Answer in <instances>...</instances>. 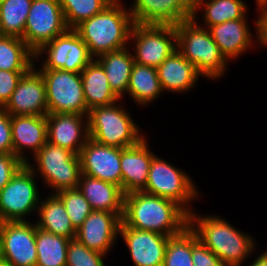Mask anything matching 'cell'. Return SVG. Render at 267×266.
<instances>
[{
    "instance_id": "cell-42",
    "label": "cell",
    "mask_w": 267,
    "mask_h": 266,
    "mask_svg": "<svg viewBox=\"0 0 267 266\" xmlns=\"http://www.w3.org/2000/svg\"><path fill=\"white\" fill-rule=\"evenodd\" d=\"M250 266H267V250L251 263Z\"/></svg>"
},
{
    "instance_id": "cell-20",
    "label": "cell",
    "mask_w": 267,
    "mask_h": 266,
    "mask_svg": "<svg viewBox=\"0 0 267 266\" xmlns=\"http://www.w3.org/2000/svg\"><path fill=\"white\" fill-rule=\"evenodd\" d=\"M146 142L143 138L134 146L121 148V189L124 194L143 191L146 187L150 165L155 155Z\"/></svg>"
},
{
    "instance_id": "cell-39",
    "label": "cell",
    "mask_w": 267,
    "mask_h": 266,
    "mask_svg": "<svg viewBox=\"0 0 267 266\" xmlns=\"http://www.w3.org/2000/svg\"><path fill=\"white\" fill-rule=\"evenodd\" d=\"M24 164L14 154L0 153V191Z\"/></svg>"
},
{
    "instance_id": "cell-27",
    "label": "cell",
    "mask_w": 267,
    "mask_h": 266,
    "mask_svg": "<svg viewBox=\"0 0 267 266\" xmlns=\"http://www.w3.org/2000/svg\"><path fill=\"white\" fill-rule=\"evenodd\" d=\"M128 47L105 53L95 59L104 69L110 88L121 99L130 81V75L134 62L133 54ZM123 94V95H122Z\"/></svg>"
},
{
    "instance_id": "cell-41",
    "label": "cell",
    "mask_w": 267,
    "mask_h": 266,
    "mask_svg": "<svg viewBox=\"0 0 267 266\" xmlns=\"http://www.w3.org/2000/svg\"><path fill=\"white\" fill-rule=\"evenodd\" d=\"M256 4H258V10H260L259 13V19L255 21L256 27V32H257V38H258V43L262 46V16L267 13V0H255Z\"/></svg>"
},
{
    "instance_id": "cell-44",
    "label": "cell",
    "mask_w": 267,
    "mask_h": 266,
    "mask_svg": "<svg viewBox=\"0 0 267 266\" xmlns=\"http://www.w3.org/2000/svg\"><path fill=\"white\" fill-rule=\"evenodd\" d=\"M0 266H13V265H11V264L5 262L4 260L0 259Z\"/></svg>"
},
{
    "instance_id": "cell-10",
    "label": "cell",
    "mask_w": 267,
    "mask_h": 266,
    "mask_svg": "<svg viewBox=\"0 0 267 266\" xmlns=\"http://www.w3.org/2000/svg\"><path fill=\"white\" fill-rule=\"evenodd\" d=\"M130 39L135 42L134 62L157 68L176 47L175 25L134 23Z\"/></svg>"
},
{
    "instance_id": "cell-1",
    "label": "cell",
    "mask_w": 267,
    "mask_h": 266,
    "mask_svg": "<svg viewBox=\"0 0 267 266\" xmlns=\"http://www.w3.org/2000/svg\"><path fill=\"white\" fill-rule=\"evenodd\" d=\"M188 216L180 205L170 199L143 191L124 196L122 221L131 228L172 237L188 226Z\"/></svg>"
},
{
    "instance_id": "cell-37",
    "label": "cell",
    "mask_w": 267,
    "mask_h": 266,
    "mask_svg": "<svg viewBox=\"0 0 267 266\" xmlns=\"http://www.w3.org/2000/svg\"><path fill=\"white\" fill-rule=\"evenodd\" d=\"M192 262L194 266H225L209 248L204 246L192 231Z\"/></svg>"
},
{
    "instance_id": "cell-16",
    "label": "cell",
    "mask_w": 267,
    "mask_h": 266,
    "mask_svg": "<svg viewBox=\"0 0 267 266\" xmlns=\"http://www.w3.org/2000/svg\"><path fill=\"white\" fill-rule=\"evenodd\" d=\"M194 0H135L129 11L137 24L178 25L192 17Z\"/></svg>"
},
{
    "instance_id": "cell-31",
    "label": "cell",
    "mask_w": 267,
    "mask_h": 266,
    "mask_svg": "<svg viewBox=\"0 0 267 266\" xmlns=\"http://www.w3.org/2000/svg\"><path fill=\"white\" fill-rule=\"evenodd\" d=\"M70 239L46 232L36 226V266H66Z\"/></svg>"
},
{
    "instance_id": "cell-8",
    "label": "cell",
    "mask_w": 267,
    "mask_h": 266,
    "mask_svg": "<svg viewBox=\"0 0 267 266\" xmlns=\"http://www.w3.org/2000/svg\"><path fill=\"white\" fill-rule=\"evenodd\" d=\"M43 77L48 113L88 115L80 73L61 69L37 70Z\"/></svg>"
},
{
    "instance_id": "cell-9",
    "label": "cell",
    "mask_w": 267,
    "mask_h": 266,
    "mask_svg": "<svg viewBox=\"0 0 267 266\" xmlns=\"http://www.w3.org/2000/svg\"><path fill=\"white\" fill-rule=\"evenodd\" d=\"M35 175L24 164L0 191V222L26 221L27 214L37 211L40 200Z\"/></svg>"
},
{
    "instance_id": "cell-32",
    "label": "cell",
    "mask_w": 267,
    "mask_h": 266,
    "mask_svg": "<svg viewBox=\"0 0 267 266\" xmlns=\"http://www.w3.org/2000/svg\"><path fill=\"white\" fill-rule=\"evenodd\" d=\"M33 0H3L0 7V35L22 38Z\"/></svg>"
},
{
    "instance_id": "cell-19",
    "label": "cell",
    "mask_w": 267,
    "mask_h": 266,
    "mask_svg": "<svg viewBox=\"0 0 267 266\" xmlns=\"http://www.w3.org/2000/svg\"><path fill=\"white\" fill-rule=\"evenodd\" d=\"M84 117L78 113H48L47 141L79 155L89 138L88 122L85 124Z\"/></svg>"
},
{
    "instance_id": "cell-29",
    "label": "cell",
    "mask_w": 267,
    "mask_h": 266,
    "mask_svg": "<svg viewBox=\"0 0 267 266\" xmlns=\"http://www.w3.org/2000/svg\"><path fill=\"white\" fill-rule=\"evenodd\" d=\"M203 7L204 24L210 26L226 21L243 19L246 16L247 5L243 0H194L192 17H197V10Z\"/></svg>"
},
{
    "instance_id": "cell-43",
    "label": "cell",
    "mask_w": 267,
    "mask_h": 266,
    "mask_svg": "<svg viewBox=\"0 0 267 266\" xmlns=\"http://www.w3.org/2000/svg\"><path fill=\"white\" fill-rule=\"evenodd\" d=\"M262 46L267 47V17H262Z\"/></svg>"
},
{
    "instance_id": "cell-36",
    "label": "cell",
    "mask_w": 267,
    "mask_h": 266,
    "mask_svg": "<svg viewBox=\"0 0 267 266\" xmlns=\"http://www.w3.org/2000/svg\"><path fill=\"white\" fill-rule=\"evenodd\" d=\"M103 257L106 256L73 239L68 244L66 266H105Z\"/></svg>"
},
{
    "instance_id": "cell-26",
    "label": "cell",
    "mask_w": 267,
    "mask_h": 266,
    "mask_svg": "<svg viewBox=\"0 0 267 266\" xmlns=\"http://www.w3.org/2000/svg\"><path fill=\"white\" fill-rule=\"evenodd\" d=\"M37 211L40 217V221L35 223L37 228L70 240L75 239L76 229L68 217L64 203L56 194H50L40 201Z\"/></svg>"
},
{
    "instance_id": "cell-25",
    "label": "cell",
    "mask_w": 267,
    "mask_h": 266,
    "mask_svg": "<svg viewBox=\"0 0 267 266\" xmlns=\"http://www.w3.org/2000/svg\"><path fill=\"white\" fill-rule=\"evenodd\" d=\"M80 76L88 112L95 107L112 105L120 100L110 88L106 73L96 60L89 63Z\"/></svg>"
},
{
    "instance_id": "cell-21",
    "label": "cell",
    "mask_w": 267,
    "mask_h": 266,
    "mask_svg": "<svg viewBox=\"0 0 267 266\" xmlns=\"http://www.w3.org/2000/svg\"><path fill=\"white\" fill-rule=\"evenodd\" d=\"M13 154L27 164L25 148L32 149L35 155L47 143L46 116H11Z\"/></svg>"
},
{
    "instance_id": "cell-12",
    "label": "cell",
    "mask_w": 267,
    "mask_h": 266,
    "mask_svg": "<svg viewBox=\"0 0 267 266\" xmlns=\"http://www.w3.org/2000/svg\"><path fill=\"white\" fill-rule=\"evenodd\" d=\"M67 29L58 0H33L22 39L36 53Z\"/></svg>"
},
{
    "instance_id": "cell-17",
    "label": "cell",
    "mask_w": 267,
    "mask_h": 266,
    "mask_svg": "<svg viewBox=\"0 0 267 266\" xmlns=\"http://www.w3.org/2000/svg\"><path fill=\"white\" fill-rule=\"evenodd\" d=\"M120 234L129 248L135 266H163L169 236L131 228L122 220L119 226Z\"/></svg>"
},
{
    "instance_id": "cell-34",
    "label": "cell",
    "mask_w": 267,
    "mask_h": 266,
    "mask_svg": "<svg viewBox=\"0 0 267 266\" xmlns=\"http://www.w3.org/2000/svg\"><path fill=\"white\" fill-rule=\"evenodd\" d=\"M163 266H194L192 262V230L189 226L180 234L169 237Z\"/></svg>"
},
{
    "instance_id": "cell-7",
    "label": "cell",
    "mask_w": 267,
    "mask_h": 266,
    "mask_svg": "<svg viewBox=\"0 0 267 266\" xmlns=\"http://www.w3.org/2000/svg\"><path fill=\"white\" fill-rule=\"evenodd\" d=\"M197 191L191 177L183 170L162 160L157 155L153 156L143 192L170 199L190 214L193 210L187 206L192 199L197 197L199 194Z\"/></svg>"
},
{
    "instance_id": "cell-3",
    "label": "cell",
    "mask_w": 267,
    "mask_h": 266,
    "mask_svg": "<svg viewBox=\"0 0 267 266\" xmlns=\"http://www.w3.org/2000/svg\"><path fill=\"white\" fill-rule=\"evenodd\" d=\"M188 226L225 266H240L255 249L252 237L221 217L198 216L192 211L188 216Z\"/></svg>"
},
{
    "instance_id": "cell-24",
    "label": "cell",
    "mask_w": 267,
    "mask_h": 266,
    "mask_svg": "<svg viewBox=\"0 0 267 266\" xmlns=\"http://www.w3.org/2000/svg\"><path fill=\"white\" fill-rule=\"evenodd\" d=\"M162 90L176 93L186 92L194 87L200 74L178 50H175L157 67Z\"/></svg>"
},
{
    "instance_id": "cell-28",
    "label": "cell",
    "mask_w": 267,
    "mask_h": 266,
    "mask_svg": "<svg viewBox=\"0 0 267 266\" xmlns=\"http://www.w3.org/2000/svg\"><path fill=\"white\" fill-rule=\"evenodd\" d=\"M127 93L136 103L147 105L163 93L157 68L133 64ZM147 103V104H146Z\"/></svg>"
},
{
    "instance_id": "cell-30",
    "label": "cell",
    "mask_w": 267,
    "mask_h": 266,
    "mask_svg": "<svg viewBox=\"0 0 267 266\" xmlns=\"http://www.w3.org/2000/svg\"><path fill=\"white\" fill-rule=\"evenodd\" d=\"M33 58L35 53L22 38L0 35V70L29 71L36 64Z\"/></svg>"
},
{
    "instance_id": "cell-18",
    "label": "cell",
    "mask_w": 267,
    "mask_h": 266,
    "mask_svg": "<svg viewBox=\"0 0 267 266\" xmlns=\"http://www.w3.org/2000/svg\"><path fill=\"white\" fill-rule=\"evenodd\" d=\"M120 223L121 219L115 213L92 211L76 229L75 239L87 248L106 255L116 242Z\"/></svg>"
},
{
    "instance_id": "cell-14",
    "label": "cell",
    "mask_w": 267,
    "mask_h": 266,
    "mask_svg": "<svg viewBox=\"0 0 267 266\" xmlns=\"http://www.w3.org/2000/svg\"><path fill=\"white\" fill-rule=\"evenodd\" d=\"M81 174L114 183L121 188V148L106 146L90 137L79 153Z\"/></svg>"
},
{
    "instance_id": "cell-11",
    "label": "cell",
    "mask_w": 267,
    "mask_h": 266,
    "mask_svg": "<svg viewBox=\"0 0 267 266\" xmlns=\"http://www.w3.org/2000/svg\"><path fill=\"white\" fill-rule=\"evenodd\" d=\"M47 54L41 70L61 69L81 73L94 58L88 46L75 29H67L64 33L44 44L36 53L35 59Z\"/></svg>"
},
{
    "instance_id": "cell-23",
    "label": "cell",
    "mask_w": 267,
    "mask_h": 266,
    "mask_svg": "<svg viewBox=\"0 0 267 266\" xmlns=\"http://www.w3.org/2000/svg\"><path fill=\"white\" fill-rule=\"evenodd\" d=\"M246 17L210 26L214 42L218 45L222 55L228 59L237 58L247 51L253 44L250 28Z\"/></svg>"
},
{
    "instance_id": "cell-35",
    "label": "cell",
    "mask_w": 267,
    "mask_h": 266,
    "mask_svg": "<svg viewBox=\"0 0 267 266\" xmlns=\"http://www.w3.org/2000/svg\"><path fill=\"white\" fill-rule=\"evenodd\" d=\"M56 195L64 203L68 217L75 229L79 228L93 211L78 188L63 190Z\"/></svg>"
},
{
    "instance_id": "cell-33",
    "label": "cell",
    "mask_w": 267,
    "mask_h": 266,
    "mask_svg": "<svg viewBox=\"0 0 267 266\" xmlns=\"http://www.w3.org/2000/svg\"><path fill=\"white\" fill-rule=\"evenodd\" d=\"M68 29L100 13L113 0H58Z\"/></svg>"
},
{
    "instance_id": "cell-22",
    "label": "cell",
    "mask_w": 267,
    "mask_h": 266,
    "mask_svg": "<svg viewBox=\"0 0 267 266\" xmlns=\"http://www.w3.org/2000/svg\"><path fill=\"white\" fill-rule=\"evenodd\" d=\"M77 188L93 211L112 212L122 220L125 194L119 186L81 174Z\"/></svg>"
},
{
    "instance_id": "cell-5",
    "label": "cell",
    "mask_w": 267,
    "mask_h": 266,
    "mask_svg": "<svg viewBox=\"0 0 267 266\" xmlns=\"http://www.w3.org/2000/svg\"><path fill=\"white\" fill-rule=\"evenodd\" d=\"M115 104L89 110L85 117L89 137L106 146L122 149L134 146L144 137L129 112Z\"/></svg>"
},
{
    "instance_id": "cell-4",
    "label": "cell",
    "mask_w": 267,
    "mask_h": 266,
    "mask_svg": "<svg viewBox=\"0 0 267 266\" xmlns=\"http://www.w3.org/2000/svg\"><path fill=\"white\" fill-rule=\"evenodd\" d=\"M196 17L175 25L177 50L201 76L218 79L227 70V60L209 30L198 26Z\"/></svg>"
},
{
    "instance_id": "cell-38",
    "label": "cell",
    "mask_w": 267,
    "mask_h": 266,
    "mask_svg": "<svg viewBox=\"0 0 267 266\" xmlns=\"http://www.w3.org/2000/svg\"><path fill=\"white\" fill-rule=\"evenodd\" d=\"M27 72L0 70V107H4L10 100L19 80Z\"/></svg>"
},
{
    "instance_id": "cell-15",
    "label": "cell",
    "mask_w": 267,
    "mask_h": 266,
    "mask_svg": "<svg viewBox=\"0 0 267 266\" xmlns=\"http://www.w3.org/2000/svg\"><path fill=\"white\" fill-rule=\"evenodd\" d=\"M3 109L11 116H46V88L42 75L33 66L19 80L10 100Z\"/></svg>"
},
{
    "instance_id": "cell-6",
    "label": "cell",
    "mask_w": 267,
    "mask_h": 266,
    "mask_svg": "<svg viewBox=\"0 0 267 266\" xmlns=\"http://www.w3.org/2000/svg\"><path fill=\"white\" fill-rule=\"evenodd\" d=\"M34 159L37 168L29 162L27 165L34 173L39 171L45 184L54 189L53 194L78 187L81 175L79 155L47 141L34 155Z\"/></svg>"
},
{
    "instance_id": "cell-2",
    "label": "cell",
    "mask_w": 267,
    "mask_h": 266,
    "mask_svg": "<svg viewBox=\"0 0 267 266\" xmlns=\"http://www.w3.org/2000/svg\"><path fill=\"white\" fill-rule=\"evenodd\" d=\"M121 3L113 0L100 13L75 28L94 59L128 46L134 22L130 11L121 7Z\"/></svg>"
},
{
    "instance_id": "cell-13",
    "label": "cell",
    "mask_w": 267,
    "mask_h": 266,
    "mask_svg": "<svg viewBox=\"0 0 267 266\" xmlns=\"http://www.w3.org/2000/svg\"><path fill=\"white\" fill-rule=\"evenodd\" d=\"M36 224L0 222V259L13 266H36Z\"/></svg>"
},
{
    "instance_id": "cell-40",
    "label": "cell",
    "mask_w": 267,
    "mask_h": 266,
    "mask_svg": "<svg viewBox=\"0 0 267 266\" xmlns=\"http://www.w3.org/2000/svg\"><path fill=\"white\" fill-rule=\"evenodd\" d=\"M0 153L13 154L11 115L0 107Z\"/></svg>"
}]
</instances>
